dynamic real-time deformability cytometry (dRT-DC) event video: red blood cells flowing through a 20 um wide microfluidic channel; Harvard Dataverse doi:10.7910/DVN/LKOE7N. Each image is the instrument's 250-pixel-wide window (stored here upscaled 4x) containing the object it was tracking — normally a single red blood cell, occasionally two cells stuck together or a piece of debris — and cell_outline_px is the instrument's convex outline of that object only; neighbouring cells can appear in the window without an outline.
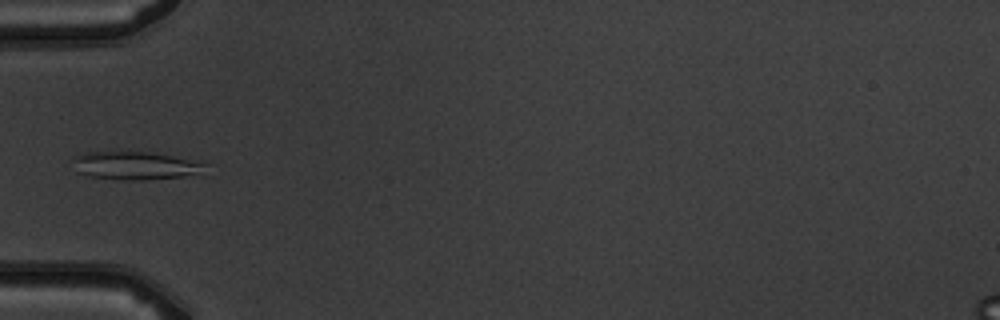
{"species": "common noctule bat (a hibernating species)", "species_latin": "Nyctalus noctula", "temperature_condition": "warm", "stored_images_in_passage": 6, "camera_frame_rate_fps": 3000, "um_per_image_px": 0.085, "animal": {"sex": "male", "body_mass_g": 19.5, "forearm_length_mm": 54.6}, "frame": {"image": 1, "passage_image": 5, "time_ms": 4.667, "image_size_px": [1000, 320], "cell_outline_px": [[208, 164], [200, 176], [144, 180], [124, 180], [92, 176], [76, 172], [72, 160], [72, 156], [84, 152], [148, 152], [204, 160]], "centroid_in_image_um": [11.64, 14.08], "position_along_channel_um": 73.4, "area_um2": 22.48}}
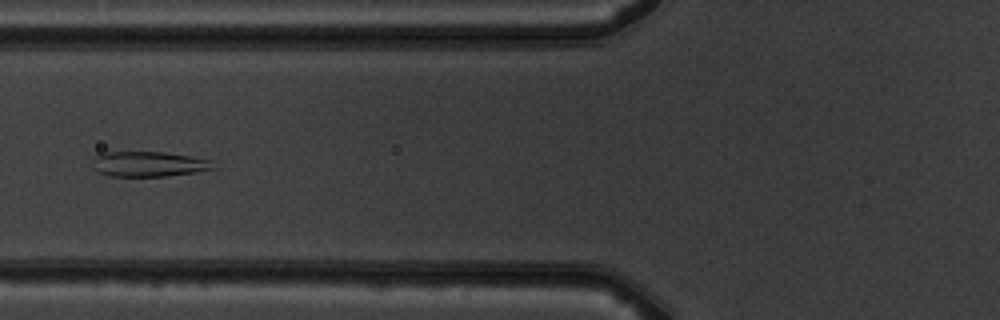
{"frame": {"image": 2, "passage_image": 6, "time_ms": 5.667, "image_size_px": [1000, 320], "cell_outline_px": [[220, 168], [196, 172], [168, 176], [108, 176], [96, 172], [92, 168], [92, 160], [96, 156], [104, 152], [164, 152], [212, 160]], "centroid_in_image_um": [12.66, 13.95], "position_along_channel_um": 113.1, "area_um2": 18.03}}